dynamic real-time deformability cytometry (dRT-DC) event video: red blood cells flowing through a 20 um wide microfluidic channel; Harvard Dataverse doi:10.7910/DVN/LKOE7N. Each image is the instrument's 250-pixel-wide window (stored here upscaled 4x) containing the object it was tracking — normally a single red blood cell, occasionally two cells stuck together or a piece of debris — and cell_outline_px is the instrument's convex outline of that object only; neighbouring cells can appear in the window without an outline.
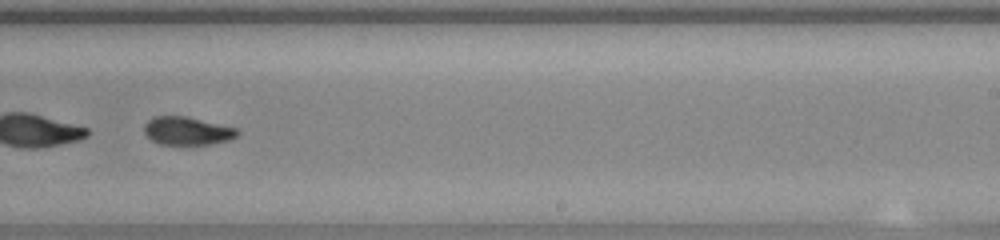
{"species": "common noctule bat (a hibernating species)", "species_latin": "Nyctalus noctula", "temperature_condition": "warm", "stored_images_in_passage": 52, "segment_of_instrument_passage": [2, 2], "camera_frame_rate_fps": 3000, "um_per_image_px": 0.085, "animal": {"sex": "female", "body_mass_g": 23.0, "forearm_length_mm": 53.4}, "frame": {"image": 1, "passage_image": 33, "time_ms": 10.667, "image_size_px": [1000, 240], "cell_outline_px": [[240, 132], [236, 136], [228, 140], [208, 144], [160, 144], [152, 140], [144, 132], [144, 124], [152, 116], [188, 116], [236, 128]], "centroid_in_image_um": [15.89, 11.11], "position_along_channel_um": 273.1, "area_um2": 15.2}}